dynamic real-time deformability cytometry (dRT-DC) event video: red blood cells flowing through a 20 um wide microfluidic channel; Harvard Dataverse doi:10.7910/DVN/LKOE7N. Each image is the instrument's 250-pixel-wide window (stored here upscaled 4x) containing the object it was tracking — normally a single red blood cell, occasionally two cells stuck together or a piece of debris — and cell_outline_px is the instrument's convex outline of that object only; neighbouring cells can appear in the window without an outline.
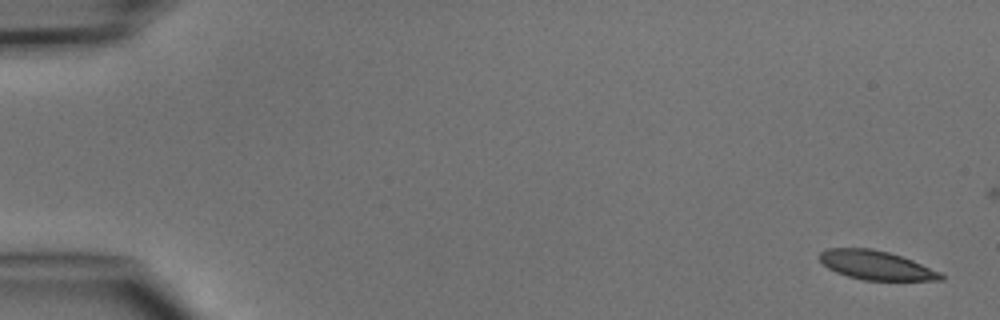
{"species": "common noctule bat (a hibernating species)", "species_latin": "Nyctalus noctula", "temperature_condition": "cold", "stored_images_in_passage": 5, "camera_frame_rate_fps": 3000, "um_per_image_px": 0.085, "animal": {"sex": "male", "body_mass_g": 15.6}, "frame": {"image": 1, "passage_image": 1, "time_ms": 0.0, "image_size_px": [1000, 320], "cell_outline_px": [[944, 280], [864, 280], [848, 276], [836, 272], [828, 268], [820, 260], [820, 252], [828, 248], [872, 248], [888, 252], [912, 260], [940, 272], [944, 276]], "centroid_in_image_um": [74.46, 22.54], "position_along_channel_um": 10.5, "area_um2": 20.29}}
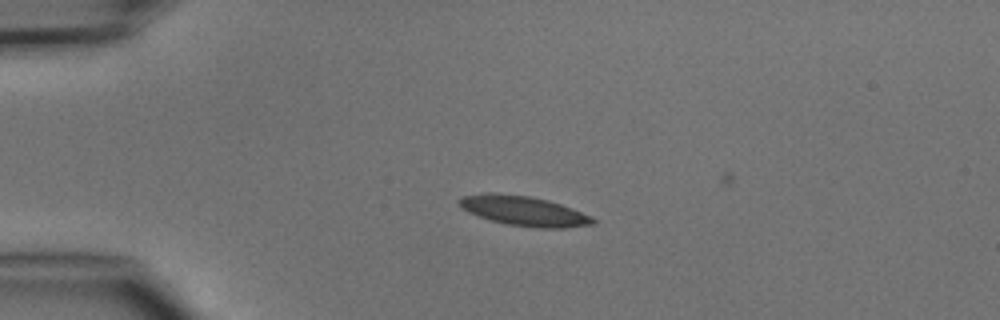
{"frame": {"image": 2, "passage_image": 4, "time_ms": 3.333, "image_size_px": [1000, 320], "cell_outline_px": [[596, 224], [564, 228], [536, 228], [508, 224], [492, 220], [468, 212], [460, 208], [456, 200], [460, 196], [484, 192], [492, 192], [528, 196], [548, 200], [560, 204], [592, 216], [596, 220]], "centroid_in_image_um": [44.49, 17.92], "position_along_channel_um": 40.5, "area_um2": 23.35}}